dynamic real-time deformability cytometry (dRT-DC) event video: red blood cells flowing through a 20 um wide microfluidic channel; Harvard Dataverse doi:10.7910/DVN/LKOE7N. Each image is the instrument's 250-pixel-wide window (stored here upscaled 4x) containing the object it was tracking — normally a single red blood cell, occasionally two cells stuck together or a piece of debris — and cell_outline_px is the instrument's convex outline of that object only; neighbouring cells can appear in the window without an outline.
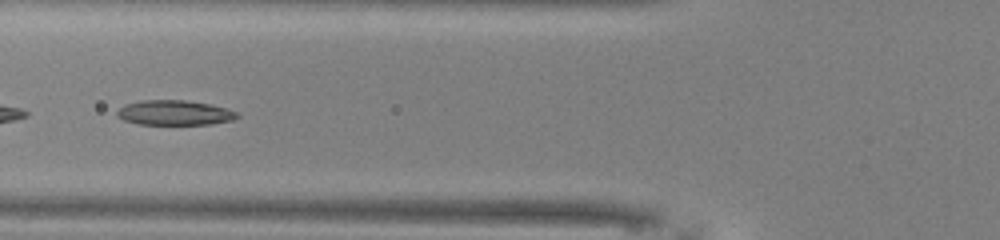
{"species": "common noctule bat (a hibernating species)", "species_latin": "Nyctalus noctula", "temperature_condition": "warm", "stored_images_in_passage": 49, "camera_frame_rate_fps": 3000, "um_per_image_px": 0.085, "animal": {"sex": "male", "body_mass_g": 13.0, "forearm_length_mm": 53.1}, "frame": {"image": 1, "passage_image": 18, "time_ms": 5.667, "image_size_px": [1000, 240], "cell_outline_px": [[240, 116], [232, 120], [212, 124], [140, 124], [124, 120], [116, 116], [116, 112], [124, 104], [140, 100], [184, 100], [212, 104], [228, 108], [236, 112]], "centroid_in_image_um": [14.84, 9.57], "position_along_channel_um": 111.0, "area_um2": 17.51}}
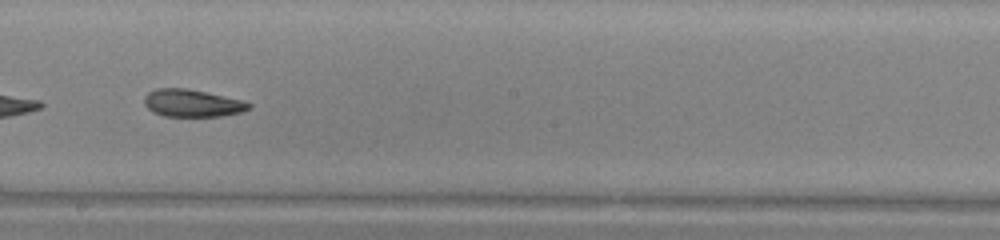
{"frame": {"image": 2, "passage_image": 27, "time_ms": 8.667, "image_size_px": [1000, 240], "cell_outline_px": [[252, 108], [244, 112], [220, 116], [164, 116], [152, 112], [144, 104], [144, 96], [148, 92], [156, 88], [184, 88], [244, 100], [252, 104]], "centroid_in_image_um": [16.36, 8.77], "position_along_channel_um": 231.8, "area_um2": 16.82}}
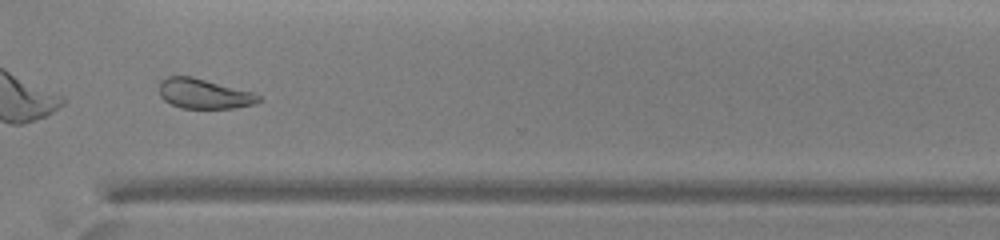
{"frame": {"image": 3, "passage_image": 36, "time_ms": 11.667, "image_size_px": [1000, 240], "cell_outline_px": [[260, 100], [256, 104], [236, 108], [180, 108], [164, 100], [160, 96], [160, 80], [168, 76], [192, 76], [252, 92], [260, 96]], "centroid_in_image_um": [17.33, 7.97], "position_along_channel_um": 353.3, "area_um2": 17.28}, "authors_computed_cell_mechanics": {"area_um2": 18.8428, "velocity_mm_per_s": 4.0341, "shape_relaxation_time_tau1_ms": 6.3868, "shape_relaxation_time_tau2_ms": 3.6496, "deformation_change_tau1": 0.1748, "deformation_change_tau2": 0.1152}}